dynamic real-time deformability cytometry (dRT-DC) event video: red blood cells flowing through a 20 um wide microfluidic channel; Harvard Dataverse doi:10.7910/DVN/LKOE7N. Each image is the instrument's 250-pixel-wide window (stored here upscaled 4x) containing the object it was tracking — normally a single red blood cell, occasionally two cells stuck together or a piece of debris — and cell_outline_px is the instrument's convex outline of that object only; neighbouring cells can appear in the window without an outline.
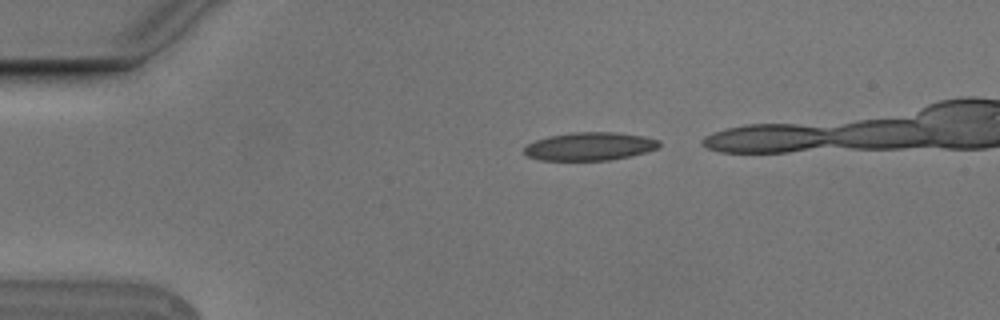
{"species": "Egyptian fruit bat (a non-hibernating species)", "species_latin": "Rousettus aegyptiacus", "temperature_condition": "cold", "stored_images_in_passage": 3, "camera_frame_rate_fps": 3000, "um_per_image_px": 0.085, "animal": {"sex": "male"}, "frame": {"image": 1, "passage_image": 1, "time_ms": 0.0, "image_size_px": [1000, 320], "cell_outline_px": [[660, 144], [656, 148], [648, 152], [608, 160], [540, 160], [528, 156], [524, 152], [524, 148], [528, 144], [536, 140], [548, 136], [572, 132], [612, 132], [644, 136], [660, 140]], "centroid_in_image_um": [50.13, 12.43], "position_along_channel_um": 34.9, "area_um2": 22.02}}